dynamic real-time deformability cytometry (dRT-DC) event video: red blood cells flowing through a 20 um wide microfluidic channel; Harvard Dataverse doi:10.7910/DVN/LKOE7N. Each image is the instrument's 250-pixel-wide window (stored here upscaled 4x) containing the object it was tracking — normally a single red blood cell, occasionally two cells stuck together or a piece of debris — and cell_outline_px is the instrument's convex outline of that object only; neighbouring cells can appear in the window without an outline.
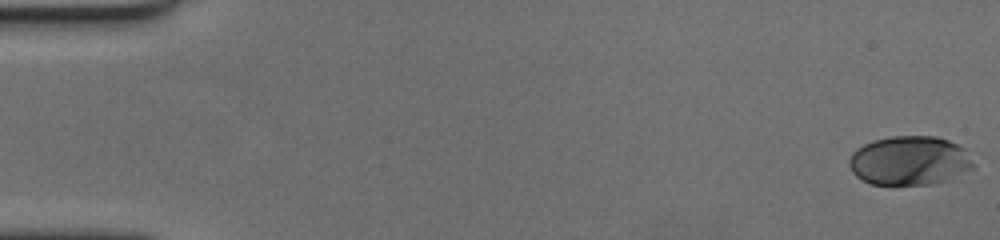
{"species": "human", "species_latin": "Homo sapiens", "temperature_condition": "cold", "stored_images_in_passage": 60, "camera_frame_rate_fps": 3000, "um_per_image_px": 0.085, "donor": {"sex": "female"}, "frame": {"image": 1, "passage_image": 1, "time_ms": 0.0, "image_size_px": [1000, 240], "cell_outline_px": [[976, 168], [948, 180], [936, 184], [872, 184], [856, 176], [852, 172], [848, 164], [848, 160], [852, 152], [856, 148], [872, 140], [892, 136], [936, 136], [948, 140], [964, 148]], "centroid_in_image_um": [77.31, 13.65], "position_along_channel_um": 7.7, "area_um2": 35.78}}
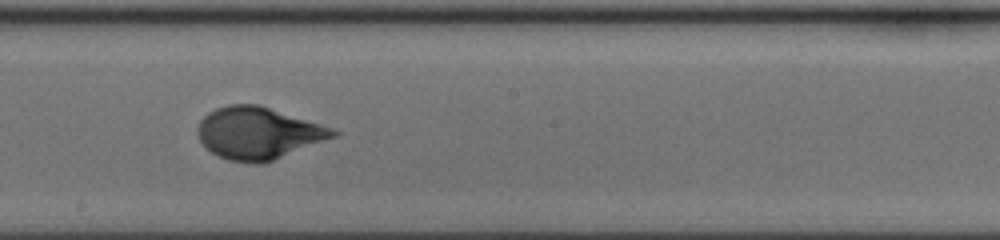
{"frame": {"image": 2, "passage_image": 34, "time_ms": 11.0, "image_size_px": [1000, 240], "cell_outline_px": [[340, 132], [336, 136], [264, 164], [252, 164], [228, 160], [212, 152], [200, 140], [196, 132], [196, 128], [200, 120], [208, 112], [216, 108], [228, 104], [256, 104], [320, 124], [332, 128]], "centroid_in_image_um": [21.92, 11.33], "position_along_channel_um": 226.3, "area_um2": 40.81}}
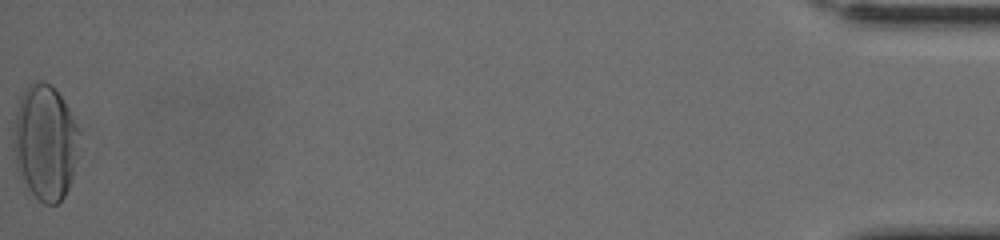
{"frame": {"image": 3, "passage_image": 60, "time_ms": 19.667, "image_size_px": [1000, 240], "cell_outline_px": [[84, 148], [68, 188], [64, 196], [56, 204], [44, 204], [20, 180], [16, 168], [12, 144], [16, 112], [20, 96], [24, 88], [32, 80], [44, 80], [60, 96], [68, 108], [80, 128]], "centroid_in_image_um": [3.88, 12.1], "position_along_channel_um": 431.3, "area_um2": 45.6}, "authors_computed_cell_mechanics": {"area_um2": 38.5237, "velocity_mm_per_s": 3.496, "shape_relaxation_time_tau1_ms": 4.6205, "shape_relaxation_time_tau2_ms": null, "deformation_change_tau1": 0.2099, "deformation_change_tau2": null}}